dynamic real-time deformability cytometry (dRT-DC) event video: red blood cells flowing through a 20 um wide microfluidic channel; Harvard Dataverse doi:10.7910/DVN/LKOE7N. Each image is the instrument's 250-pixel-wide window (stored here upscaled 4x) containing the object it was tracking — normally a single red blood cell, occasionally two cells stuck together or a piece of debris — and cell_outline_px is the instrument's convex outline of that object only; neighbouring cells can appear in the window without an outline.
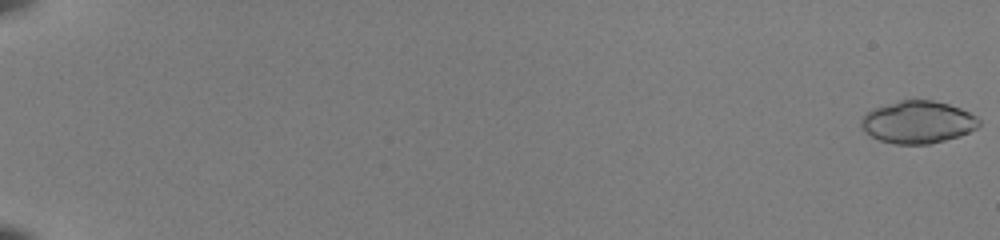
{"species": "common noctule bat (a hibernating species)", "species_latin": "Nyctalus noctula", "temperature_condition": "room temperature", "stored_images_in_passage": 54, "camera_frame_rate_fps": 3000, "um_per_image_px": 0.085, "animal": {"sex": "female", "body_mass_g": 22.0, "forearm_length_mm": 56.7}, "frame": {"image": 1, "passage_image": 1, "time_ms": 0.0, "image_size_px": [1000, 240], "cell_outline_px": [[980, 124], [976, 128], [960, 136], [928, 144], [896, 144], [880, 140], [872, 136], [860, 124], [860, 120], [868, 112], [876, 108], [900, 100], [932, 100], [948, 104], [960, 108], [976, 116], [980, 120]], "centroid_in_image_um": [78.05, 10.38], "position_along_channel_um": 7.0, "area_um2": 28.67}}
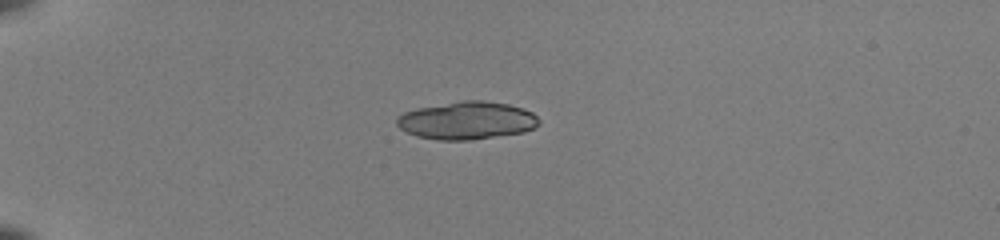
{"frame": {"image": 2, "passage_image": 17, "time_ms": 5.333, "image_size_px": [1000, 240], "cell_outline_px": [[540, 124], [524, 132], [468, 140], [436, 140], [416, 136], [400, 128], [396, 124], [396, 120], [404, 112], [416, 108], [464, 100], [480, 100], [508, 104], [532, 112], [540, 120]], "centroid_in_image_um": [39.67, 10.24], "position_along_channel_um": 45.3, "area_um2": 31.1}}